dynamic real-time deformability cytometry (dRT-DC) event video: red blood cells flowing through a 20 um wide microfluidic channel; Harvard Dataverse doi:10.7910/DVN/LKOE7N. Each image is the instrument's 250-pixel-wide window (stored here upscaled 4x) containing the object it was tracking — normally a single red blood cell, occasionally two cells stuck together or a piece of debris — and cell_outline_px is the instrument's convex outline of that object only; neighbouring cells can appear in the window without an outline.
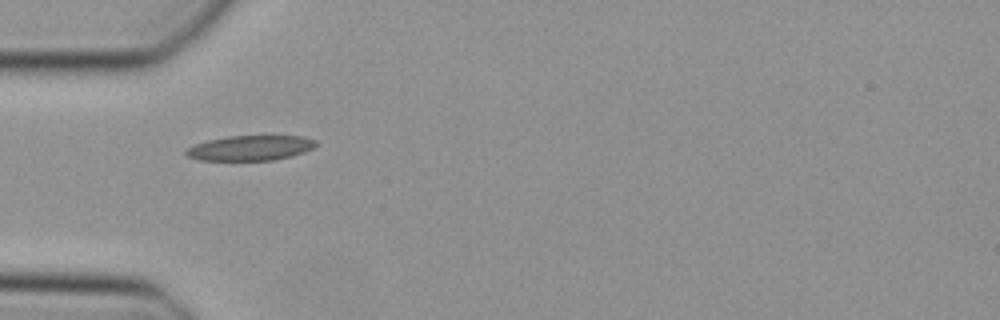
{"species": "Egyptian fruit bat (a non-hibernating species)", "species_latin": "Rousettus aegyptiacus", "temperature_condition": "cold", "stored_images_in_passage": 34, "camera_frame_rate_fps": 3000, "um_per_image_px": 0.085, "animal": {"sex": "female"}, "frame": {"image": 1, "passage_image": 1, "time_ms": 0.0, "image_size_px": [1000, 320], "cell_outline_px": [[316, 144], [312, 148], [304, 152], [292, 156], [272, 160], [200, 160], [188, 156], [184, 152], [188, 148], [196, 144], [208, 140], [228, 136], [304, 136], [316, 140]], "centroid_in_image_um": [21.3, 12.57], "position_along_channel_um": 63.7, "area_um2": 18.79}}
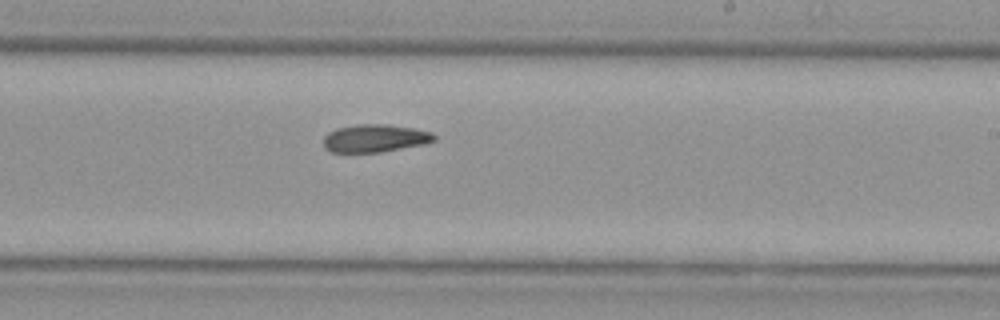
{"frame": {"image": 2, "passage_image": 15, "time_ms": 4.667, "image_size_px": [1000, 320], "cell_outline_px": [[436, 140], [424, 144], [380, 152], [332, 152], [324, 148], [324, 136], [328, 132], [336, 128], [356, 124], [388, 124], [416, 128], [432, 132], [436, 136]], "centroid_in_image_um": [31.88, 11.74], "position_along_channel_um": 257.1, "area_um2": 18.09}}
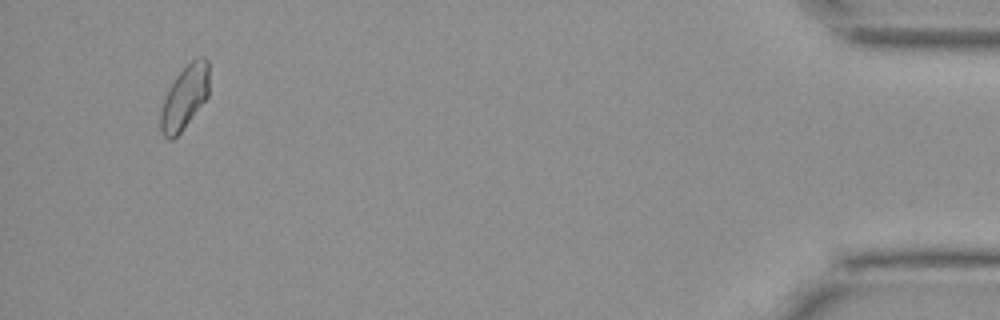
{"frame": {"image": 3, "passage_image": 32, "time_ms": 10.333, "image_size_px": [1000, 320], "cell_outline_px": [[208, 96], [180, 132], [172, 140], [168, 140], [164, 136], [160, 128], [160, 112], [168, 88], [176, 76], [192, 60], [200, 56], [204, 56], [208, 60]], "centroid_in_image_um": [15.68, 8.27], "position_along_channel_um": 419.5, "area_um2": 17.74}}